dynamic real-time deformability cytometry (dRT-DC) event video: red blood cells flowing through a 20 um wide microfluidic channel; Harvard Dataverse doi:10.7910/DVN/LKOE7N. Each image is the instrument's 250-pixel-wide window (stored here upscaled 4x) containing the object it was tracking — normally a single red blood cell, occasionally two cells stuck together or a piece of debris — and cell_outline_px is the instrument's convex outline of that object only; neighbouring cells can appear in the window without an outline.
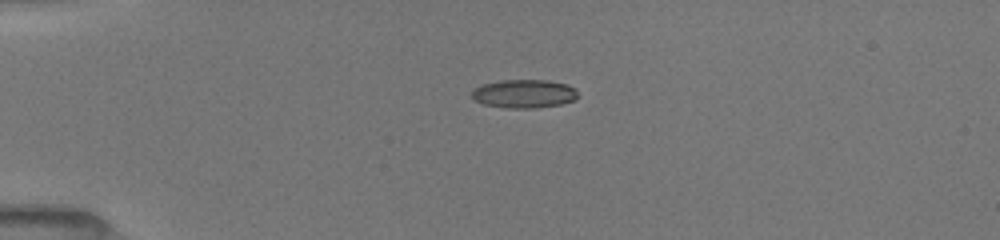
{"species": "common noctule bat (a hibernating species)", "species_latin": "Nyctalus noctula", "temperature_condition": "room temperature", "stored_images_in_passage": 23, "camera_frame_rate_fps": 3000, "um_per_image_px": 0.085, "animal": {"sex": "female", "body_mass_g": 19.5, "forearm_length_mm": 54.1}, "frame": {"image": 1, "passage_image": 1, "time_ms": 0.0, "image_size_px": [1000, 240], "cell_outline_px": [[576, 100], [560, 104], [536, 108], [508, 108], [484, 104], [472, 100], [472, 92], [476, 88], [484, 84], [500, 80], [548, 80], [568, 84], [576, 88]], "centroid_in_image_um": [44.56, 7.96], "position_along_channel_um": 40.4, "area_um2": 17.63}}
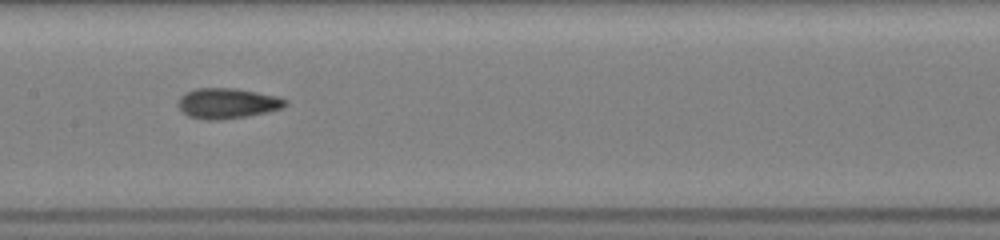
{"frame": {"image": 2, "passage_image": 10, "time_ms": 4.667, "image_size_px": [1000, 240], "cell_outline_px": [[288, 104], [280, 108], [248, 116], [216, 120], [208, 120], [188, 116], [176, 104], [180, 96], [196, 88], [236, 88], [276, 96], [288, 100]], "centroid_in_image_um": [19.3, 8.77], "position_along_channel_um": 188.1, "area_um2": 18.79}}
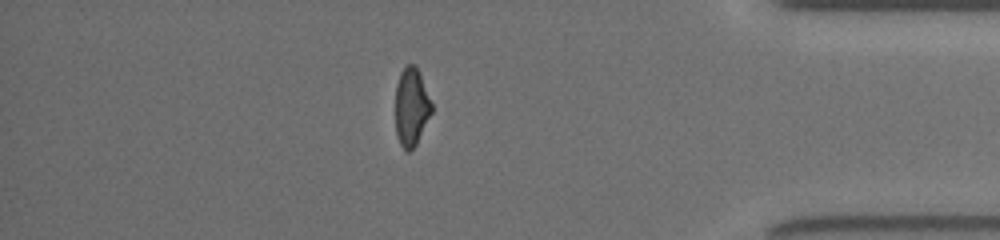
{"frame": {"image": 3, "passage_image": 20, "time_ms": 10.667, "image_size_px": [1000, 240], "cell_outline_px": [[432, 112], [416, 144], [408, 152], [404, 152], [400, 144], [396, 132], [396, 84], [400, 72], [408, 64], [416, 64], [432, 104]], "centroid_in_image_um": [34.96, 9.09], "position_along_channel_um": 400.2, "area_um2": 16.42}, "authors_computed_cell_mechanics": {"area_um2": 17.629, "velocity_mm_per_s": 4.0305, "shape_relaxation_time_tau1_ms": 3.3934, "shape_relaxation_time_tau2_ms": 1.618, "deformation_change_tau1": 0.1481, "deformation_change_tau2": 0.0848}}